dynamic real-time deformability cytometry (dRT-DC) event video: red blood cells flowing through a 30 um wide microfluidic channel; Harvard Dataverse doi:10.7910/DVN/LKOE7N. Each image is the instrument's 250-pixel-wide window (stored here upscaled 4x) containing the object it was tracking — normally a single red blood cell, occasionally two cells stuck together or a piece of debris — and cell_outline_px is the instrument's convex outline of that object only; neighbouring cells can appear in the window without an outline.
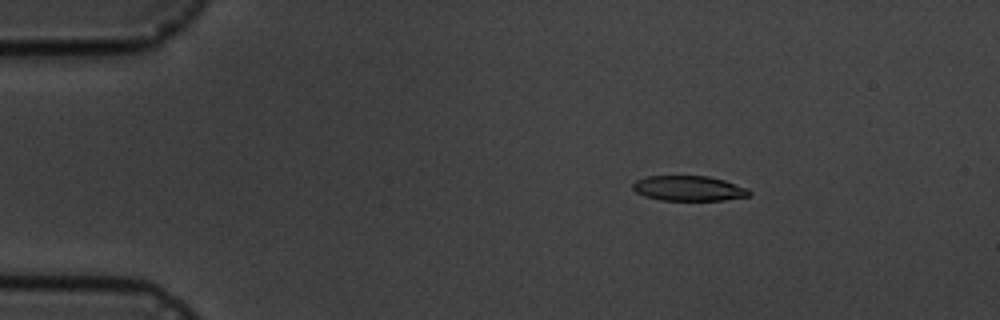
{"species": "common noctule bat (a hibernating species)", "species_latin": "Nyctalus noctula", "temperature_condition": "cold", "stored_images_in_passage": 5, "camera_frame_rate_fps": 3000, "um_per_image_px": 0.085, "animal": {"sex": "male", "body_mass_g": 19.5, "forearm_length_mm": 54.6}, "frame": {"image": 1, "passage_image": 3, "time_ms": 2.333, "image_size_px": [1000, 320], "cell_outline_px": [[752, 192], [748, 196], [724, 200], [660, 200], [644, 196], [636, 192], [632, 188], [632, 184], [636, 180], [648, 176], [708, 176], [724, 180], [748, 188]], "centroid_in_image_um": [58.54, 16.01], "position_along_channel_um": 26.5, "area_um2": 17.05}}